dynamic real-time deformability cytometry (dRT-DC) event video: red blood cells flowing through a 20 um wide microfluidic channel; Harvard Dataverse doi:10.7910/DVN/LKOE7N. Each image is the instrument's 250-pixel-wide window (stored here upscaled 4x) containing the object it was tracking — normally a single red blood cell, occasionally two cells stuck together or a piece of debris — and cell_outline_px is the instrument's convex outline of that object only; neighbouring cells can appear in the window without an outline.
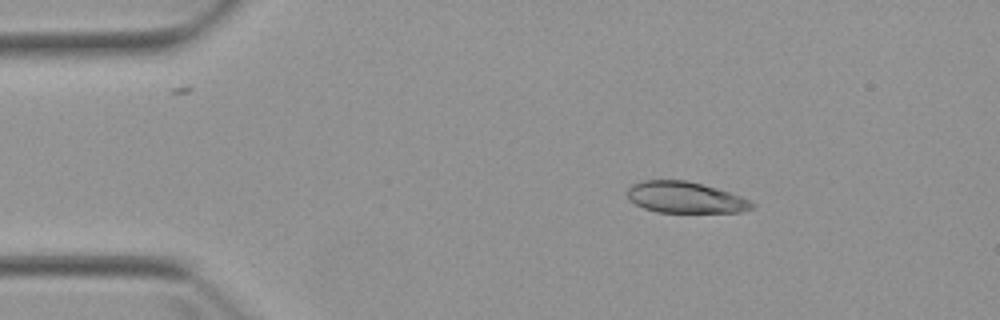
{"species": "Egyptian fruit bat (a non-hibernating species)", "species_latin": "Rousettus aegyptiacus", "temperature_condition": "warm", "stored_images_in_passage": 6, "camera_frame_rate_fps": 3000, "um_per_image_px": 0.085, "animal": {"sex": "female"}, "frame": {"image": 1, "passage_image": 3, "time_ms": 2.333, "image_size_px": [1000, 320], "cell_outline_px": [[756, 204], [752, 208], [740, 212], [656, 212], [644, 208], [636, 204], [628, 196], [628, 188], [632, 184], [644, 180], [684, 180], [716, 188], [752, 200]], "centroid_in_image_um": [58.27, 16.78], "position_along_channel_um": 26.7, "area_um2": 22.48}}